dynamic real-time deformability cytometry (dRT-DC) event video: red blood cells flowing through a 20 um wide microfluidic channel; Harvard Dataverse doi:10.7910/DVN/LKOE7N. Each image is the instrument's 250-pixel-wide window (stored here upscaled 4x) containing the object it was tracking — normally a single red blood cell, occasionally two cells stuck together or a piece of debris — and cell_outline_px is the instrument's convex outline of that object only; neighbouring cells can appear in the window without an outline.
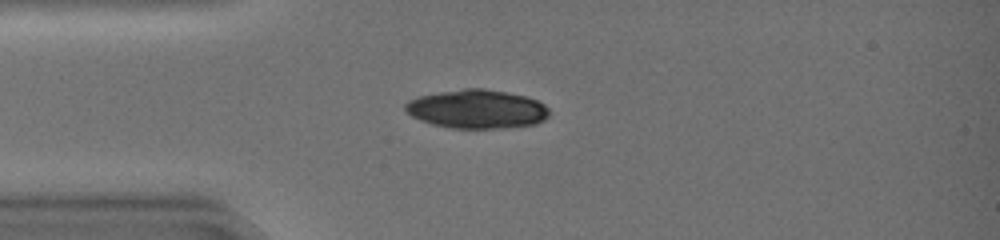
{"species": "common noctule bat (a hibernating species)", "species_latin": "Nyctalus noctula", "temperature_condition": "warm", "stored_images_in_passage": 34, "camera_frame_rate_fps": 3000, "um_per_image_px": 0.085, "animal": {"sex": "female", "body_mass_g": 19.0, "forearm_length_mm": 51.5}, "frame": {"image": 1, "passage_image": 1, "time_ms": 0.0, "image_size_px": [1000, 240], "cell_outline_px": [[548, 116], [544, 120], [536, 124], [504, 128], [452, 128], [432, 124], [420, 120], [412, 116], [404, 108], [404, 104], [408, 100], [420, 96], [440, 92], [464, 88], [484, 88], [508, 92], [524, 96], [536, 100], [544, 104], [548, 108]], "centroid_in_image_um": [40.54, 9.27], "position_along_channel_um": 44.5, "area_um2": 32.48}}
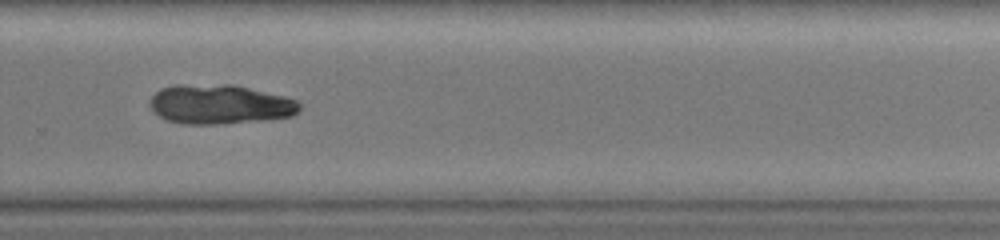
{"frame": {"image": 2, "passage_image": 21, "time_ms": 6.667, "image_size_px": [1000, 240], "cell_outline_px": [[300, 108], [292, 116], [264, 120], [212, 124], [180, 124], [168, 120], [160, 116], [152, 108], [148, 100], [160, 88], [176, 84], [232, 84], [284, 96], [296, 100], [300, 104]], "centroid_in_image_um": [18.66, 8.85], "position_along_channel_um": 311.1, "area_um2": 34.39}}
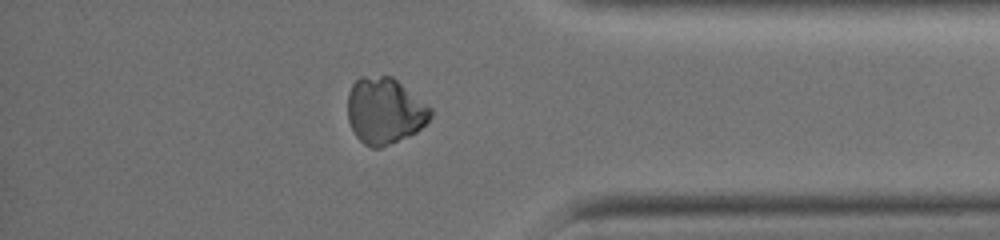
{"frame": {"image": 3, "passage_image": 28, "time_ms": 9.0, "image_size_px": [1000, 240], "cell_outline_px": [[432, 116], [416, 132], [408, 136], [380, 148], [372, 148], [364, 144], [356, 136], [348, 120], [348, 92], [352, 84], [360, 76], [392, 76], [428, 104], [432, 108]], "centroid_in_image_um": [32.7, 9.41], "position_along_channel_um": 402.5, "area_um2": 32.08}}